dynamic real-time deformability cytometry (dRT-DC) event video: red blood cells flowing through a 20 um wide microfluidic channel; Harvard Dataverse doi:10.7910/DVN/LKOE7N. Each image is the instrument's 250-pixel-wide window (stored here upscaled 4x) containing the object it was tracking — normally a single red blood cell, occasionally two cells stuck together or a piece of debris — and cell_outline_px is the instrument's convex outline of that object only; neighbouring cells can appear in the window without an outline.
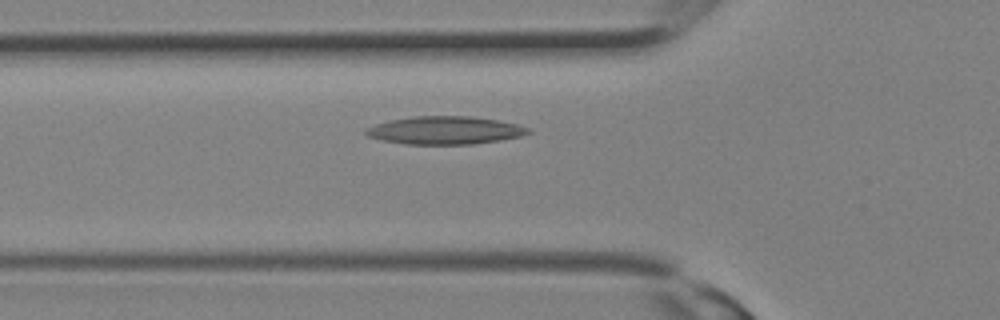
{"species": "Egyptian fruit bat (a non-hibernating species)", "species_latin": "Rousettus aegyptiacus", "temperature_condition": "room temperature", "stored_images_in_passage": 9, "camera_frame_rate_fps": 3000, "um_per_image_px": 0.085, "animal": {"sex": "female"}, "frame": {"image": 1, "passage_image": 6, "time_ms": 1.667, "image_size_px": [1000, 320], "cell_outline_px": [[532, 132], [520, 136], [500, 140], [472, 144], [404, 144], [380, 140], [368, 136], [364, 132], [364, 128], [376, 124], [392, 120], [412, 116], [472, 116], [500, 120], [516, 124], [528, 128]], "centroid_in_image_um": [37.8, 11.07], "position_along_channel_um": 88.0, "area_um2": 26.47}}
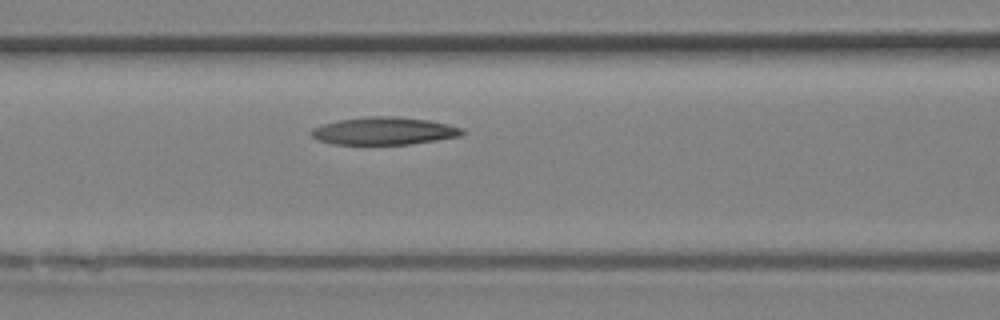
{"frame": {"image": 2, "passage_image": 8, "time_ms": 2.333, "image_size_px": [1000, 320], "cell_outline_px": [[464, 132], [460, 136], [412, 144], [332, 144], [320, 140], [312, 136], [308, 132], [312, 128], [320, 124], [340, 120], [368, 116], [396, 116], [428, 120], [448, 124], [464, 128]], "centroid_in_image_um": [32.63, 11.12], "position_along_channel_um": 134.0, "area_um2": 24.33}}